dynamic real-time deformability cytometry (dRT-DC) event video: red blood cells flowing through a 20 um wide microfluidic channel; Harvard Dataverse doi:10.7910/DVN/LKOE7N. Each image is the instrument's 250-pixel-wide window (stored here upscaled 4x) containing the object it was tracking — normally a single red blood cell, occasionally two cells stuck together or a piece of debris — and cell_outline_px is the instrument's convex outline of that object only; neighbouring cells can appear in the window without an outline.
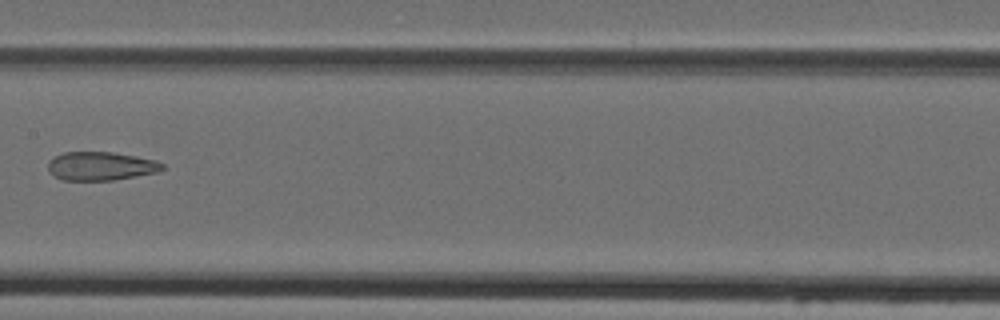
{"species": "Egyptian fruit bat (a non-hibernating species)", "species_latin": "Rousettus aegyptiacus", "temperature_condition": "cold", "stored_images_in_passage": 5, "camera_frame_rate_fps": 3000, "um_per_image_px": 0.085, "animal": {"sex": "female"}, "frame": {"image": 1, "passage_image": 5, "time_ms": 5.333, "image_size_px": [1000, 320], "cell_outline_px": [[164, 168], [160, 172], [112, 180], [64, 180], [48, 172], [48, 160], [64, 152], [112, 152], [136, 156], [156, 160], [164, 164]], "centroid_in_image_um": [8.59, 14.11], "position_along_channel_um": 198.8, "area_um2": 19.07}}